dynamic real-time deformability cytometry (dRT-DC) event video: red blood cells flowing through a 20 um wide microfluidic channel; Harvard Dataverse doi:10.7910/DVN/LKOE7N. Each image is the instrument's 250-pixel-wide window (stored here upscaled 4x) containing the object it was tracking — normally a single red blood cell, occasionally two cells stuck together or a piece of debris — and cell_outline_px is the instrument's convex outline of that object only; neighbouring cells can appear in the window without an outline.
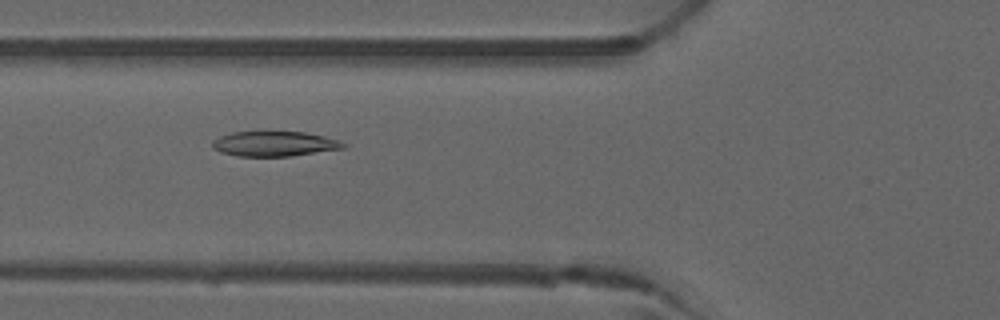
{"species": "common noctule bat (a hibernating species)", "species_latin": "Nyctalus noctula", "temperature_condition": "warm", "stored_images_in_passage": 51, "camera_frame_rate_fps": 3000, "um_per_image_px": 0.085, "animal": {"sex": "male", "forearm_length_mm": 52.5}, "frame": {"image": 1, "passage_image": 19, "time_ms": 6.0, "image_size_px": [1000, 320], "cell_outline_px": [[348, 144], [344, 148], [288, 156], [236, 156], [220, 152], [212, 148], [212, 140], [220, 136], [232, 132], [256, 128], [304, 132], [324, 136], [340, 140]], "centroid_in_image_um": [23.26, 12.16], "position_along_channel_um": 102.5, "area_um2": 20.06}}
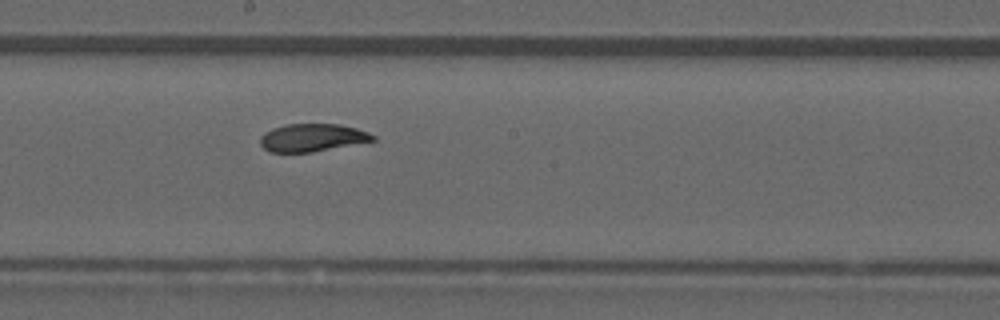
{"frame": {"image": 2, "passage_image": 28, "time_ms": 9.0, "image_size_px": [1000, 320], "cell_outline_px": [[376, 140], [312, 152], [268, 152], [260, 144], [260, 136], [272, 128], [288, 124], [340, 124], [356, 128], [368, 132], [376, 136]], "centroid_in_image_um": [26.54, 11.7], "position_along_channel_um": 221.7, "area_um2": 18.21}}
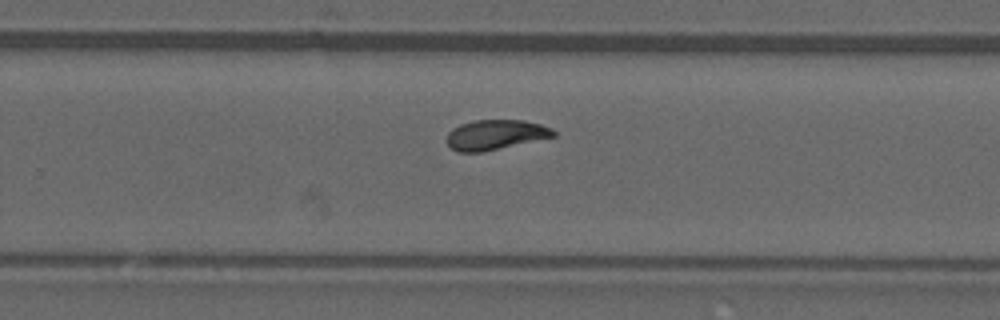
{"frame": {"image": 3, "passage_image": 33, "time_ms": 10.667, "image_size_px": [1000, 320], "cell_outline_px": [[556, 136], [480, 152], [456, 152], [444, 140], [448, 132], [452, 128], [460, 124], [472, 120], [524, 120], [540, 124], [552, 128], [556, 132]], "centroid_in_image_um": [42.07, 11.44], "position_along_channel_um": 287.7, "area_um2": 18.67}, "authors_computed_cell_mechanics": {"area_um2": 19.3052, "velocity_mm_per_s": 3.9731, "shape_relaxation_time_tau1_ms": 5.957, "shape_relaxation_time_tau2_ms": 3.8704, "deformation_change_tau1": 0.1878, "deformation_change_tau2": 0.0714}}